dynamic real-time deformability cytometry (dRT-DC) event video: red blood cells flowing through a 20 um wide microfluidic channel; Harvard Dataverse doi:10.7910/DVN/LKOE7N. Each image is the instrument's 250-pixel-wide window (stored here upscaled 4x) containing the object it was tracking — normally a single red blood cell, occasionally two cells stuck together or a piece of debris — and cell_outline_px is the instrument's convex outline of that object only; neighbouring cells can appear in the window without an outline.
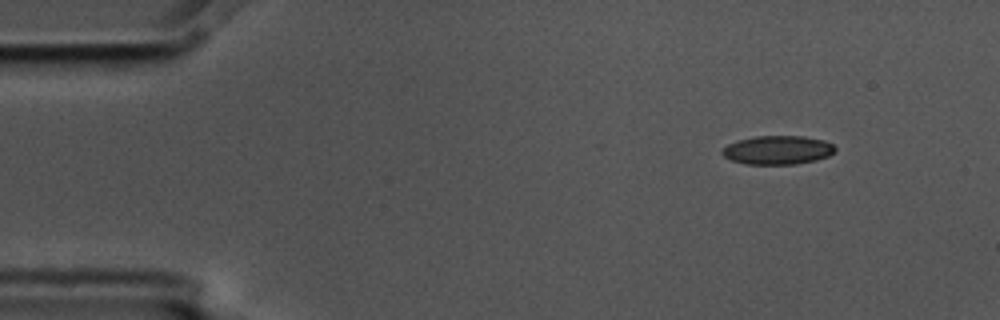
{"species": "common noctule bat (a hibernating species)", "species_latin": "Nyctalus noctula", "temperature_condition": "cold", "stored_images_in_passage": 3, "camera_frame_rate_fps": 3000, "um_per_image_px": 0.085, "animal": {"sex": "male", "body_mass_g": 17.5, "forearm_length_mm": 52.3}, "frame": {"image": 1, "passage_image": 1, "time_ms": 0.0, "image_size_px": [1000, 320], "cell_outline_px": [[836, 152], [828, 156], [816, 160], [796, 164], [744, 164], [732, 160], [724, 156], [720, 152], [728, 144], [740, 140], [756, 136], [804, 136], [824, 140], [832, 144], [836, 148]], "centroid_in_image_um": [66.13, 12.75], "position_along_channel_um": 18.9, "area_um2": 18.9}}